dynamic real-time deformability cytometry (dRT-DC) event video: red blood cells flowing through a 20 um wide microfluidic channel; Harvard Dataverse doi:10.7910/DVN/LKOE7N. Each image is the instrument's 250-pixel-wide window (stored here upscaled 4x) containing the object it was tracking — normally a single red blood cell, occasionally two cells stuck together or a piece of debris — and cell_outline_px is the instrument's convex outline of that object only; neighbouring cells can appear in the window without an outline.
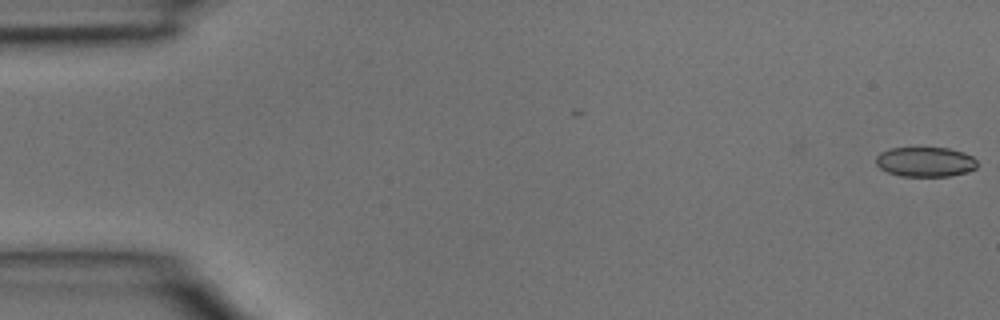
{"species": "common noctule bat (a hibernating species)", "species_latin": "Nyctalus noctula", "temperature_condition": "room temperature", "stored_images_in_passage": 3, "camera_frame_rate_fps": 3000, "um_per_image_px": 0.085, "animal": {"sex": "male", "body_mass_g": 15.6}, "frame": {"image": 1, "passage_image": 3, "time_ms": 0.667, "image_size_px": [1000, 320], "cell_outline_px": [[976, 168], [964, 172], [948, 176], [900, 176], [888, 172], [880, 168], [876, 164], [876, 156], [880, 152], [892, 148], [948, 148], [964, 152], [972, 156], [976, 160]], "centroid_in_image_um": [78.63, 13.75], "position_along_channel_um": 6.4, "area_um2": 17.46}}